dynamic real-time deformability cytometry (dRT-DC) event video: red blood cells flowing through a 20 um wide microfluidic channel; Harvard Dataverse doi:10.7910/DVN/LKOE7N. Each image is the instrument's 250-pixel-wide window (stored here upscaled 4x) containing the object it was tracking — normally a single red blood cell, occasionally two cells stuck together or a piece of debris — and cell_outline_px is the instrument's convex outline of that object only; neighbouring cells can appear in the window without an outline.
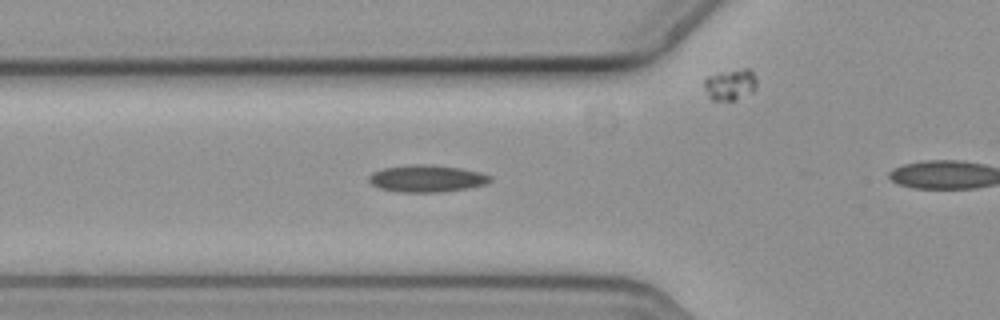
{"species": "common noctule bat (a hibernating species)", "species_latin": "Nyctalus noctula", "temperature_condition": "cold", "stored_images_in_passage": 23, "camera_frame_rate_fps": 3000, "um_per_image_px": 0.085, "animal": {"sex": "female", "body_mass_g": 19.3, "forearm_length_mm": 54.1}, "frame": {"image": 1, "passage_image": 16, "time_ms": 5.0, "image_size_px": [1000, 320], "cell_outline_px": [[492, 180], [484, 184], [468, 188], [440, 192], [400, 192], [380, 188], [372, 184], [368, 180], [368, 176], [372, 172], [384, 168], [412, 164], [432, 164], [460, 168], [480, 172], [492, 176]], "centroid_in_image_um": [36.27, 15.16], "position_along_channel_um": 89.5, "area_um2": 19.13}}
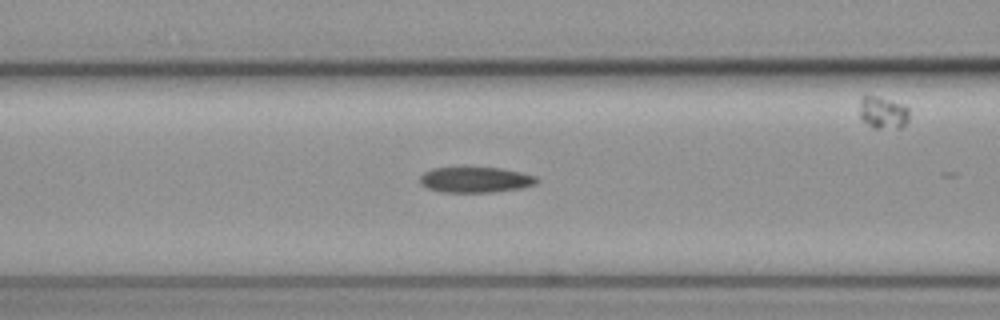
{"frame": {"image": 2, "passage_image": 19, "time_ms": 6.0, "image_size_px": [1000, 320], "cell_outline_px": [[540, 180], [536, 184], [520, 188], [488, 192], [440, 192], [428, 188], [420, 184], [420, 176], [424, 172], [432, 168], [500, 168], [520, 172], [536, 176]], "centroid_in_image_um": [40.4, 15.28], "position_along_channel_um": 126.2, "area_um2": 17.28}}